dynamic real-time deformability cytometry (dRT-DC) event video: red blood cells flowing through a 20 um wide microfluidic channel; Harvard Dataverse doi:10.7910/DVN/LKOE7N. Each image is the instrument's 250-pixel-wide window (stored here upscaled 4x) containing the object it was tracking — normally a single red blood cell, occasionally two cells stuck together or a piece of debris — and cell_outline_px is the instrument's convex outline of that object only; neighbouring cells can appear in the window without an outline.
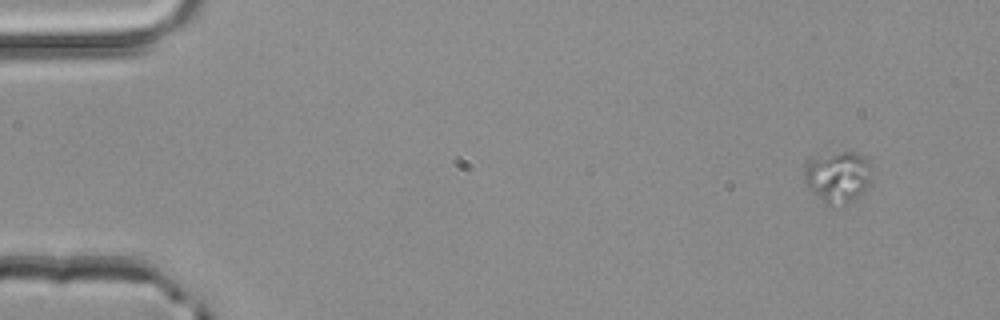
{"species": "common noctule bat (a hibernating species)", "species_latin": "Nyctalus noctula", "temperature_condition": "room temperature", "stored_images_in_passage": 3, "camera_frame_rate_fps": 3000, "um_per_image_px": 0.085, "animal": {"sex": "male", "body_mass_g": 20.4}, "frame": {"image": 1, "passage_image": 1, "time_ms": 0.0, "image_size_px": [1000, 320], "cell_outline_px": [[872, 184], [852, 200], [844, 204], [832, 208], [824, 204], [804, 184], [804, 168], [812, 156], [816, 152], [856, 152], [864, 156], [872, 164]], "centroid_in_image_um": [71.2, 15.01], "position_along_channel_um": 13.8, "area_um2": 21.33}}
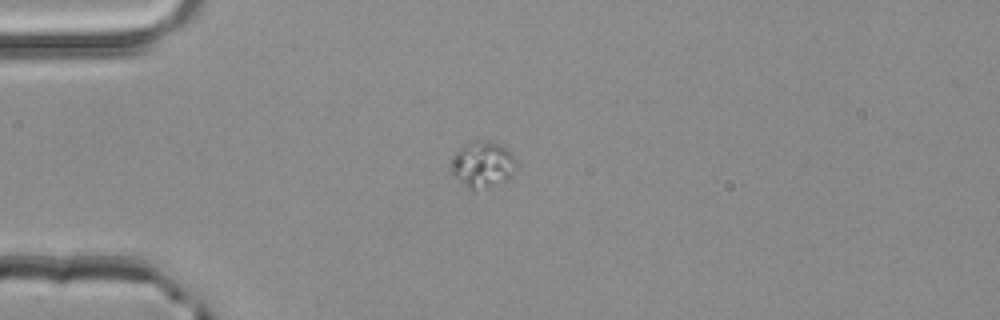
{"frame": {"image": 2, "passage_image": 3, "time_ms": 0.667, "image_size_px": [1000, 320], "cell_outline_px": [[516, 168], [512, 176], [488, 188], [472, 192], [452, 176], [448, 172], [448, 164], [452, 156], [464, 144], [476, 140], [492, 140], [508, 148], [516, 160]], "centroid_in_image_um": [40.96, 13.99], "position_along_channel_um": 44.0, "area_um2": 18.44}}